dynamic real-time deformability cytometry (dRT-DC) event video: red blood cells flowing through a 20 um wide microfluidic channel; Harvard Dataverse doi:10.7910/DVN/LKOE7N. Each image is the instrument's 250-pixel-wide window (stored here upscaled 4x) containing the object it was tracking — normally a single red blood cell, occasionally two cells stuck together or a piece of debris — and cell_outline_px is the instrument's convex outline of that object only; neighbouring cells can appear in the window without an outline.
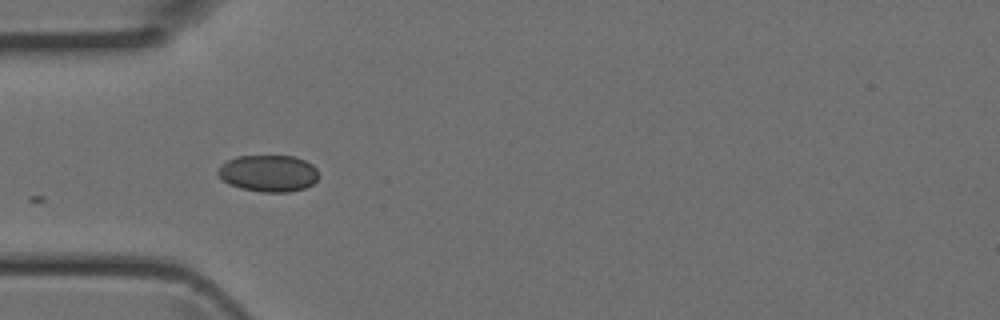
{"species": "Egyptian fruit bat (a non-hibernating species)", "species_latin": "Rousettus aegyptiacus", "temperature_condition": "room temperature", "stored_images_in_passage": 5, "camera_frame_rate_fps": 3000, "um_per_image_px": 0.085, "animal": {"sex": "female"}, "frame": {"image": 1, "passage_image": 4, "time_ms": 1.0, "image_size_px": [1000, 320], "cell_outline_px": [[320, 176], [312, 184], [304, 188], [288, 192], [260, 192], [240, 188], [228, 184], [216, 172], [216, 168], [220, 164], [236, 156], [296, 156], [312, 164], [316, 168]], "centroid_in_image_um": [22.8, 14.73], "position_along_channel_um": 62.2, "area_um2": 21.79}}
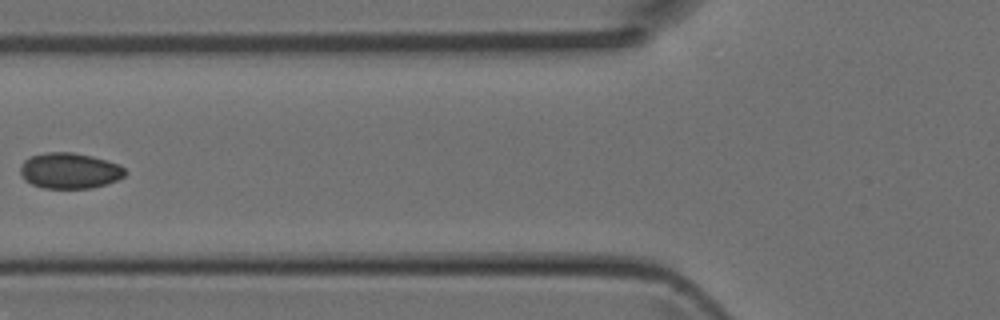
{"frame": {"image": 2, "passage_image": 5, "time_ms": 1.333, "image_size_px": [1000, 320], "cell_outline_px": [[128, 172], [124, 176], [116, 180], [92, 188], [44, 188], [32, 184], [24, 180], [20, 172], [20, 164], [24, 160], [32, 156], [48, 152], [72, 152], [92, 156], [116, 164], [124, 168]], "centroid_in_image_um": [5.89, 14.51], "position_along_channel_um": 119.9, "area_um2": 21.68}}